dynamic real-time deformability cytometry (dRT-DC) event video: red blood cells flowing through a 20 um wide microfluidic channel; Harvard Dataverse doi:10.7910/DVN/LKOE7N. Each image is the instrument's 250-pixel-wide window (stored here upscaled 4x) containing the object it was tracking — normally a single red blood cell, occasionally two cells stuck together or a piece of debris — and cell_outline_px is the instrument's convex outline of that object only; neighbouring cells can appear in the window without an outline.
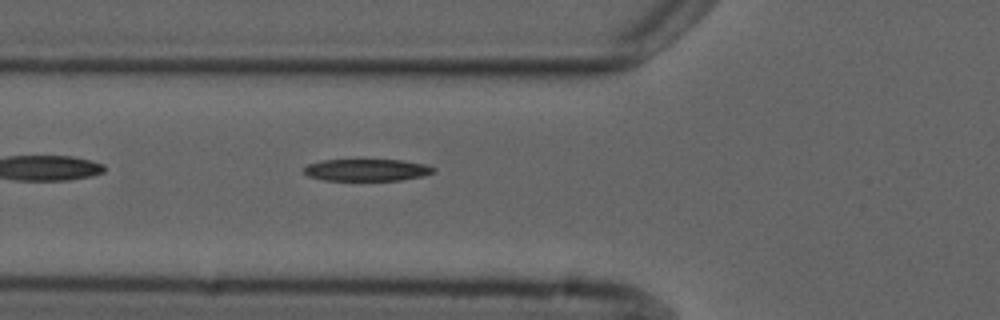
{"species": "common noctule bat (a hibernating species)", "species_latin": "Nyctalus noctula", "temperature_condition": "cold", "stored_images_in_passage": 5, "camera_frame_rate_fps": 3000, "um_per_image_px": 0.085, "animal": {"sex": "male", "forearm_length_mm": 52.5}, "frame": {"image": 1, "passage_image": 5, "time_ms": 4.667, "image_size_px": [1000, 320], "cell_outline_px": [[436, 172], [424, 176], [400, 180], [324, 180], [308, 176], [304, 172], [304, 168], [308, 164], [324, 160], [400, 160], [424, 164], [436, 168]], "centroid_in_image_um": [31.21, 14.45], "position_along_channel_um": 94.6, "area_um2": 16.53}}